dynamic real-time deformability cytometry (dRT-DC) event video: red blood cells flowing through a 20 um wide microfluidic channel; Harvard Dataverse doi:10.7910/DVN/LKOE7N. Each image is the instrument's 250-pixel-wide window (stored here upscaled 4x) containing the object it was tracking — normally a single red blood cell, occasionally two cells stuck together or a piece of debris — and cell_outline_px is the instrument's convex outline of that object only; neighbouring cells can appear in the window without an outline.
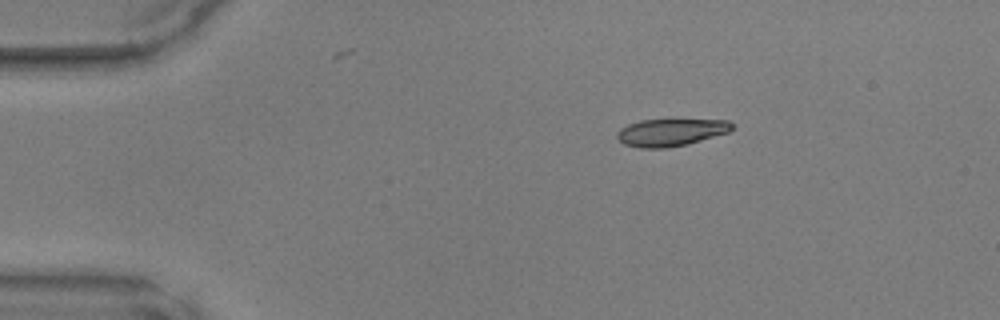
{"species": "common noctule bat (a hibernating species)", "species_latin": "Nyctalus noctula", "temperature_condition": "warm", "stored_images_in_passage": 41, "camera_frame_rate_fps": 3000, "um_per_image_px": 0.085, "animal": {"sex": "male", "body_mass_g": 17.9, "forearm_length_mm": 54.2}, "frame": {"image": 1, "passage_image": 1, "time_ms": 0.0, "image_size_px": [1000, 320], "cell_outline_px": [[732, 128], [728, 132], [688, 144], [664, 148], [640, 148], [624, 144], [616, 136], [616, 132], [620, 128], [628, 124], [640, 120], [728, 120], [732, 124]], "centroid_in_image_um": [56.97, 11.25], "position_along_channel_um": 28.0, "area_um2": 18.15}}
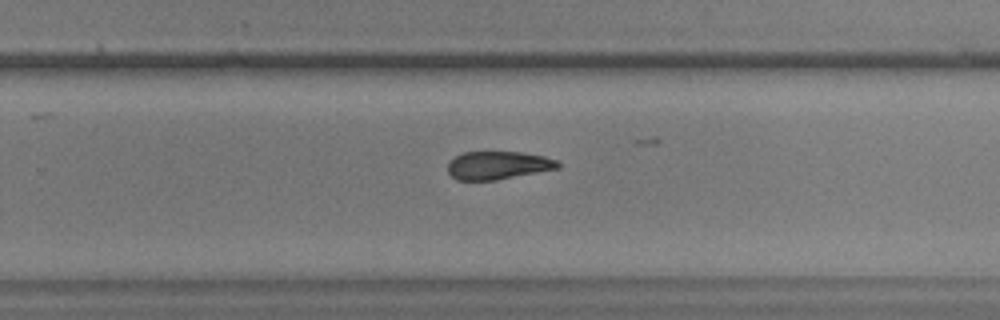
{"frame": {"image": 2, "passage_image": 24, "time_ms": 7.667, "image_size_px": [1000, 320], "cell_outline_px": [[560, 168], [496, 180], [456, 180], [448, 172], [448, 164], [456, 156], [464, 152], [520, 152], [544, 156], [556, 160], [560, 164]], "centroid_in_image_um": [42.34, 14.05], "position_along_channel_um": 287.5, "area_um2": 17.92}}
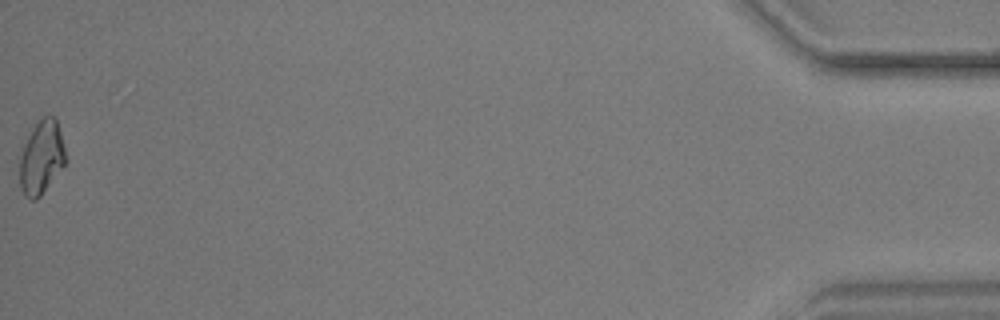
{"frame": {"image": 3, "passage_image": 41, "time_ms": 13.333, "image_size_px": [1000, 320], "cell_outline_px": [[68, 160], [40, 196], [36, 200], [32, 200], [24, 196], [20, 188], [20, 148], [32, 128], [44, 116], [56, 116]], "centroid_in_image_um": [3.52, 13.37], "position_along_channel_um": 431.7, "area_um2": 19.94}}